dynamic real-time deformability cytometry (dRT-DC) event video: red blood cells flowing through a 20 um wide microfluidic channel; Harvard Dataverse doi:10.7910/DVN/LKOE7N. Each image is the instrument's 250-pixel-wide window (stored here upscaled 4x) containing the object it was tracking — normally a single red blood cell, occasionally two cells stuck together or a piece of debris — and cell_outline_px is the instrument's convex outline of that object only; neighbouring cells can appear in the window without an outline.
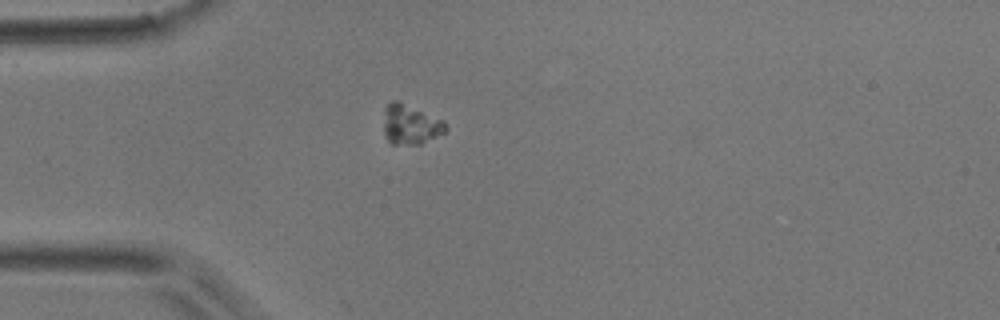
{"species": "common noctule bat (a hibernating species)", "species_latin": "Nyctalus noctula", "temperature_condition": "room temperature", "stored_images_in_passage": 12, "camera_frame_rate_fps": 3000, "um_per_image_px": 0.085, "animal": {"sex": "male", "body_mass_g": 17.9}, "frame": {"image": 1, "passage_image": 1, "time_ms": 0.0, "image_size_px": [1000, 320], "cell_outline_px": [[448, 128], [444, 132], [420, 144], [388, 144], [384, 132], [384, 108], [392, 100], [396, 100], [440, 120], [448, 124]], "centroid_in_image_um": [34.84, 10.61], "position_along_channel_um": 50.2, "area_um2": 14.05}}
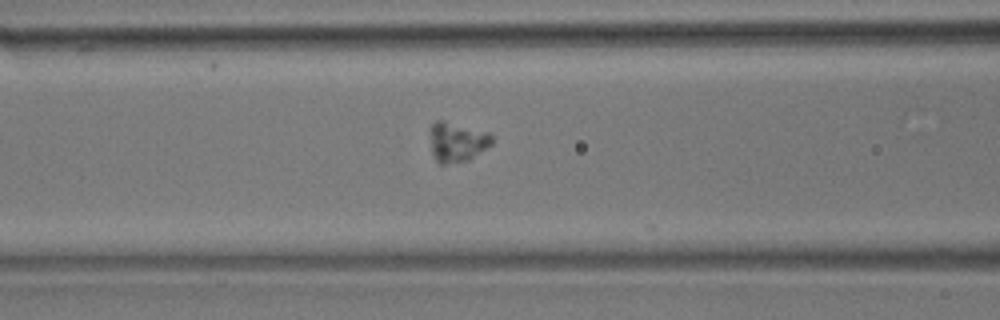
{"frame": {"image": 2, "passage_image": 8, "time_ms": 2.333, "image_size_px": [1000, 320], "cell_outline_px": [[492, 144], [468, 160], [444, 164], [440, 164], [436, 160], [432, 152], [428, 128], [436, 120], [440, 120], [488, 132], [492, 136]], "centroid_in_image_um": [38.81, 12.06], "position_along_channel_um": 127.8, "area_um2": 14.22}}
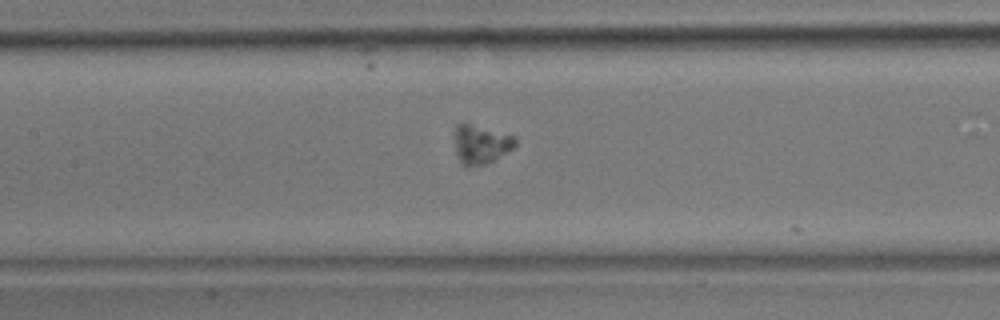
{"frame": {"image": 3, "passage_image": 11, "time_ms": 3.333, "image_size_px": [1000, 320], "cell_outline_px": [[516, 144], [512, 148], [492, 160], [484, 164], [468, 168], [464, 168], [460, 164], [456, 152], [456, 124], [468, 124], [516, 136]], "centroid_in_image_um": [40.86, 12.31], "position_along_channel_um": 166.5, "area_um2": 13.41}}